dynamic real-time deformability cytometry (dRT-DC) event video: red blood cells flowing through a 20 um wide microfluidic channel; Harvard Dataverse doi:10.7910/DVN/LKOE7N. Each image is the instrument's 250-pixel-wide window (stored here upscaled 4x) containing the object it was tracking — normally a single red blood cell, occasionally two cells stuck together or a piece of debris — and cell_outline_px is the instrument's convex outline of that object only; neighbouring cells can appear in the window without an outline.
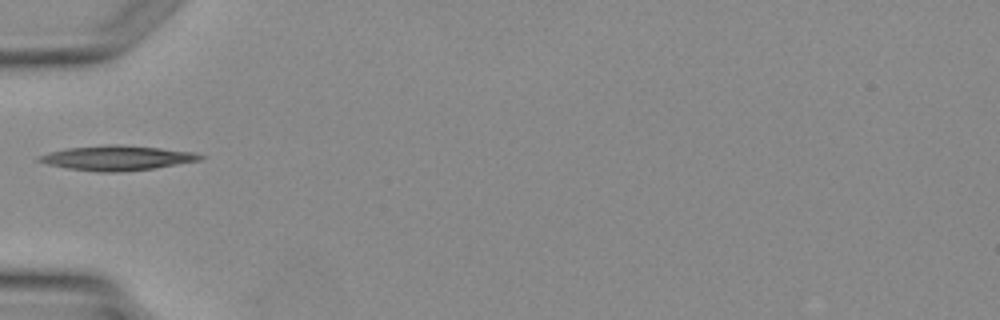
{"species": "Egyptian fruit bat (a non-hibernating species)", "species_latin": "Rousettus aegyptiacus", "temperature_condition": "warm", "stored_images_in_passage": 2, "camera_frame_rate_fps": 3000, "um_per_image_px": 0.085, "animal": {"sex": "female"}, "frame": {"image": 1, "passage_image": 2, "time_ms": 1.333, "image_size_px": [1000, 320], "cell_outline_px": [[204, 156], [200, 160], [152, 168], [116, 172], [100, 172], [68, 168], [48, 164], [36, 160], [36, 156], [68, 148], [108, 144], [116, 144], [160, 148], [196, 152]], "centroid_in_image_um": [9.93, 13.42], "position_along_channel_um": 75.1, "area_um2": 22.89}}